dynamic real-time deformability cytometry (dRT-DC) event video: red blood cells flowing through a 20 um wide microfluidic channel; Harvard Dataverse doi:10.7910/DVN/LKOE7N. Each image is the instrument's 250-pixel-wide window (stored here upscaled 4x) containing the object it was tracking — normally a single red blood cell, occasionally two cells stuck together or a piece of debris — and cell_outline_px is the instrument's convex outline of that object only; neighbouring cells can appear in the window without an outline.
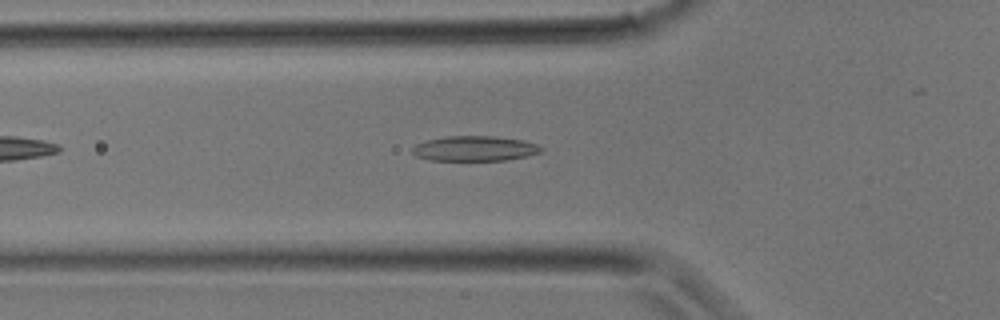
{"species": "common noctule bat (a hibernating species)", "species_latin": "Nyctalus noctula", "temperature_condition": "room temperature", "stored_images_in_passage": 21, "camera_frame_rate_fps": 3000, "um_per_image_px": 0.085, "animal": {"sex": "male", "body_mass_g": 17.9}, "frame": {"image": 1, "passage_image": 5, "time_ms": 1.333, "image_size_px": [1000, 320], "cell_outline_px": [[544, 148], [540, 152], [528, 156], [504, 160], [428, 160], [416, 156], [412, 152], [412, 148], [416, 144], [424, 140], [444, 136], [492, 136], [524, 140], [536, 144]], "centroid_in_image_um": [40.32, 12.62], "position_along_channel_um": 85.5, "area_um2": 18.9}}
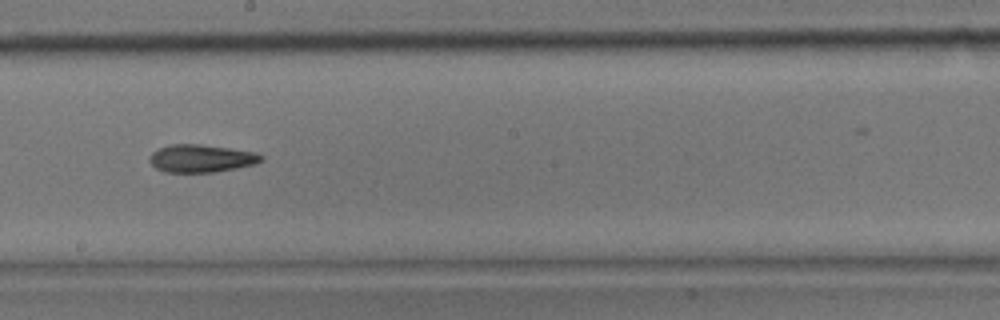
{"frame": {"image": 2, "passage_image": 12, "time_ms": 3.667, "image_size_px": [1000, 320], "cell_outline_px": [[264, 160], [256, 164], [216, 172], [164, 172], [156, 168], [148, 160], [152, 152], [160, 148], [172, 144], [200, 144], [232, 148], [256, 152], [264, 156]], "centroid_in_image_um": [17.15, 13.46], "position_along_channel_um": 231.1, "area_um2": 18.21}}
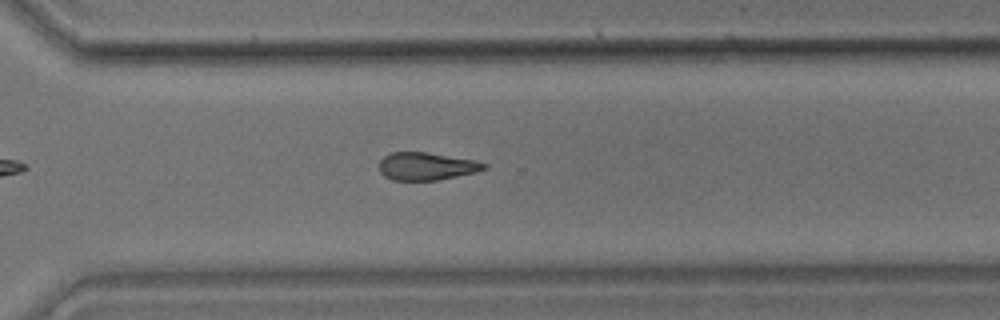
{"frame": {"image": 3, "passage_image": 17, "time_ms": 5.333, "image_size_px": [1000, 320], "cell_outline_px": [[488, 168], [476, 172], [436, 180], [392, 180], [384, 176], [380, 172], [380, 160], [384, 156], [392, 152], [428, 152], [476, 160], [488, 164]], "centroid_in_image_um": [36.27, 14.12], "position_along_channel_um": 334.3, "area_um2": 16.99}}